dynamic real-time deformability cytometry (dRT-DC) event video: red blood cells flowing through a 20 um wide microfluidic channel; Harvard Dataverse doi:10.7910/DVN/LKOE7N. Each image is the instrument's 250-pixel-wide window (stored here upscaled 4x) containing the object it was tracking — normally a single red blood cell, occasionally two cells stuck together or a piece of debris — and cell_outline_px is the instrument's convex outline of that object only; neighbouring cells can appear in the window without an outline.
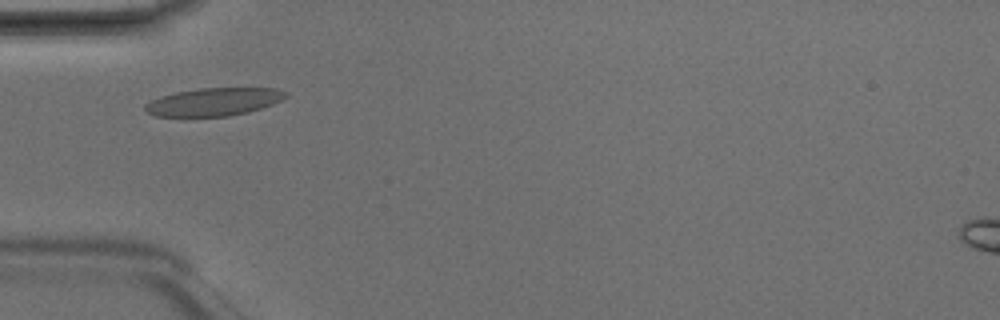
{"species": "Egyptian fruit bat (a non-hibernating species)", "species_latin": "Rousettus aegyptiacus", "temperature_condition": "room temperature", "stored_images_in_passage": 2, "camera_frame_rate_fps": 3000, "um_per_image_px": 0.085, "animal": {"sex": "male"}, "frame": {"image": 1, "passage_image": 2, "time_ms": 0.333, "image_size_px": [1000, 320], "cell_outline_px": [[288, 96], [272, 104], [248, 112], [228, 116], [156, 116], [148, 112], [144, 108], [144, 104], [160, 96], [176, 92], [200, 88], [276, 88], [288, 92]], "centroid_in_image_um": [18.18, 8.65], "position_along_channel_um": 66.8, "area_um2": 22.72}}